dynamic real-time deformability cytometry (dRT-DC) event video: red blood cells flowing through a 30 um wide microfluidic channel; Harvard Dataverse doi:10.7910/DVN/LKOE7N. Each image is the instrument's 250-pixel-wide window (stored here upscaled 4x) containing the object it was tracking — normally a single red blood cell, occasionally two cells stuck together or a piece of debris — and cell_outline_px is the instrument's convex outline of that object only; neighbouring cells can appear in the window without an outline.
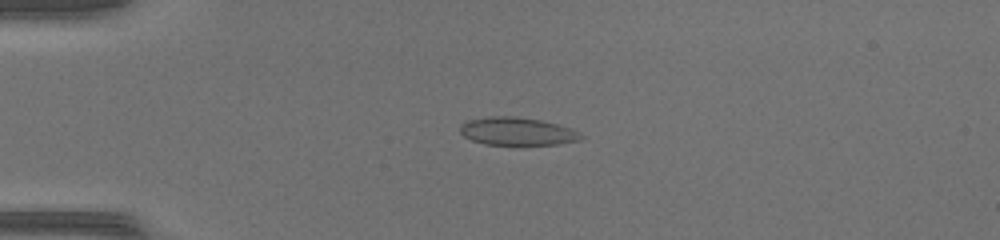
{"species": "common noctule bat (a hibernating species)", "species_latin": "Nyctalus noctula", "temperature_condition": "warm", "stored_images_in_passage": 34, "camera_frame_rate_fps": 3000, "um_per_image_px": 0.085, "animal": {"sex": "female", "body_mass_g": 17.0, "forearm_length_mm": 48.0}, "frame": {"image": 1, "passage_image": 3, "time_ms": 0.667, "image_size_px": [1000, 240], "cell_outline_px": [[584, 136], [580, 140], [560, 144], [484, 144], [472, 140], [464, 136], [460, 132], [460, 124], [468, 120], [488, 116], [516, 116], [540, 120], [572, 128]], "centroid_in_image_um": [43.95, 11.15], "position_along_channel_um": 41.0, "area_um2": 19.59}}
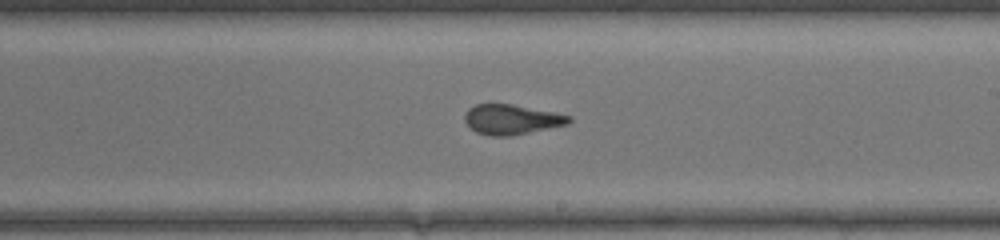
{"frame": {"image": 2, "passage_image": 20, "time_ms": 6.333, "image_size_px": [1000, 240], "cell_outline_px": [[572, 120], [568, 124], [508, 136], [488, 136], [476, 132], [464, 120], [464, 116], [468, 108], [476, 104], [512, 104], [572, 116]], "centroid_in_image_um": [43.46, 10.15], "position_along_channel_um": 245.5, "area_um2": 17.98}}
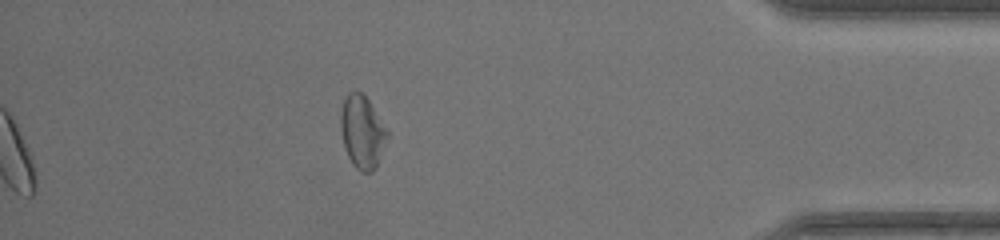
{"frame": {"image": 3, "passage_image": 34, "time_ms": 11.0, "image_size_px": [1000, 240], "cell_outline_px": [[388, 136], [376, 168], [372, 172], [360, 172], [352, 164], [344, 148], [340, 128], [340, 112], [344, 100], [348, 92], [356, 88], [364, 92], [388, 132]], "centroid_in_image_um": [30.76, 11.18], "position_along_channel_um": 404.4, "area_um2": 20.06}, "authors_computed_cell_mechanics": {"area_um2": 18.8717, "velocity_mm_per_s": 4.2646, "shape_relaxation_time_tau1_ms": null, "shape_relaxation_time_tau2_ms": 0.9905, "deformation_change_tau1": null, "deformation_change_tau2": 0.0558}}